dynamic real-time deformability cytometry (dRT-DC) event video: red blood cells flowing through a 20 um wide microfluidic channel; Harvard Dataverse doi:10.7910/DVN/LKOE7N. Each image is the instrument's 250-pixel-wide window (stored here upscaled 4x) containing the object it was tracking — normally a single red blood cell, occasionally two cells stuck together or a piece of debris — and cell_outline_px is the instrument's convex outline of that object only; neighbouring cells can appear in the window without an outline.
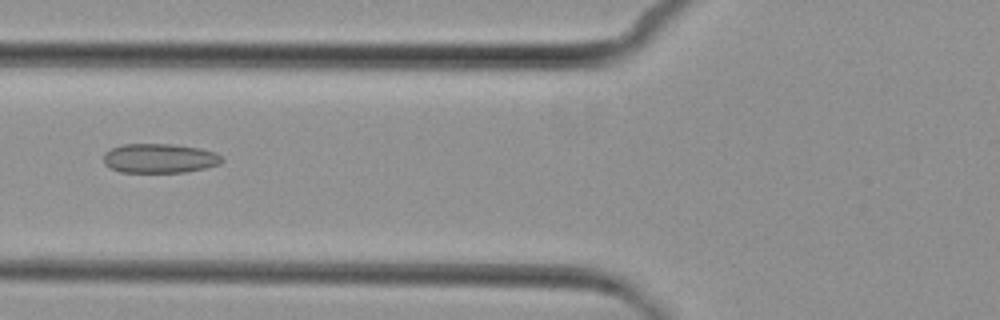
{"species": "common noctule bat (a hibernating species)", "species_latin": "Nyctalus noctula", "temperature_condition": "cold", "stored_images_in_passage": 6, "camera_frame_rate_fps": 3000, "um_per_image_px": 0.085, "animal": {"sex": "female", "body_mass_g": 29.2, "forearm_length_mm": 56.3}, "frame": {"image": 1, "passage_image": 6, "time_ms": 7.0, "image_size_px": [1000, 320], "cell_outline_px": [[224, 160], [220, 164], [204, 168], [184, 172], [120, 172], [104, 164], [104, 152], [120, 144], [172, 144], [200, 148], [216, 152]], "centroid_in_image_um": [13.56, 13.45], "position_along_channel_um": 112.2, "area_um2": 20.29}}